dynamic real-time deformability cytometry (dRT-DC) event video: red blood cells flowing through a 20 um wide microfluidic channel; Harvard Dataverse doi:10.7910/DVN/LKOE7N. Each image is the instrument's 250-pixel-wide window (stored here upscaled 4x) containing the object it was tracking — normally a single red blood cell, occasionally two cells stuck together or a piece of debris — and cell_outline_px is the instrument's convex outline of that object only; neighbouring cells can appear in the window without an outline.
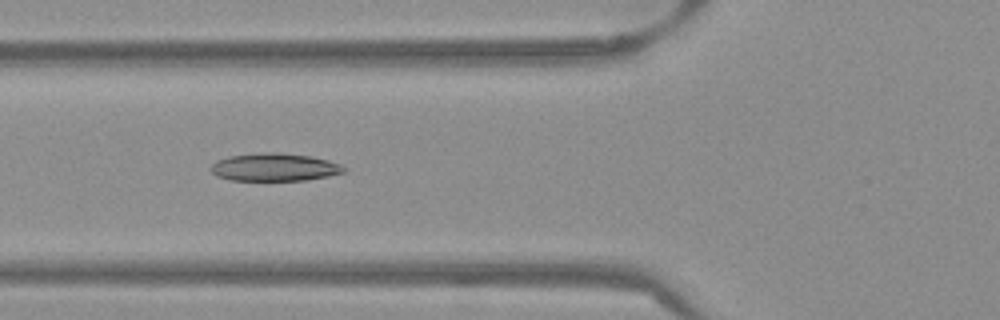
{"species": "Egyptian fruit bat (a non-hibernating species)", "species_latin": "Rousettus aegyptiacus", "temperature_condition": "warm", "stored_images_in_passage": 48, "camera_frame_rate_fps": 3000, "um_per_image_px": 0.085, "frame": {"image": 1, "passage_image": 15, "time_ms": 4.667, "image_size_px": [1000, 320], "cell_outline_px": [[348, 168], [344, 172], [328, 176], [304, 180], [228, 180], [216, 176], [212, 172], [212, 164], [216, 160], [228, 156], [260, 152], [280, 152], [312, 156], [328, 160], [340, 164]], "centroid_in_image_um": [23.33, 14.2], "position_along_channel_um": 102.5, "area_um2": 21.73}}
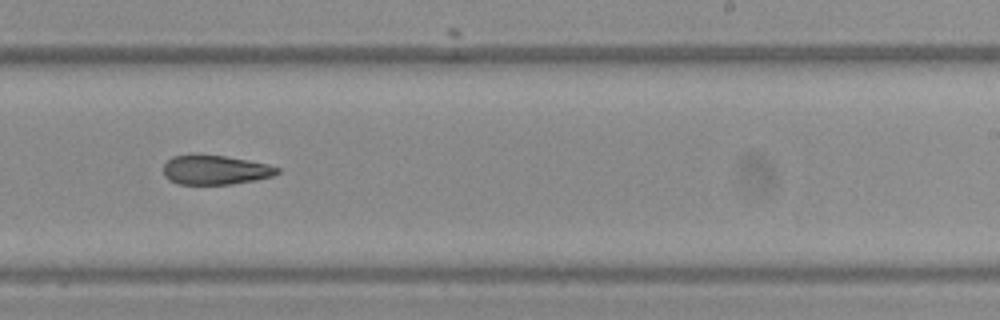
{"frame": {"image": 2, "passage_image": 28, "time_ms": 9.0, "image_size_px": [1000, 320], "cell_outline_px": [[280, 172], [272, 176], [256, 180], [232, 184], [176, 184], [168, 180], [164, 176], [164, 164], [172, 156], [192, 152], [196, 152], [224, 156], [248, 160], [268, 164], [280, 168]], "centroid_in_image_um": [18.25, 14.41], "position_along_channel_um": 270.7, "area_um2": 20.06}}
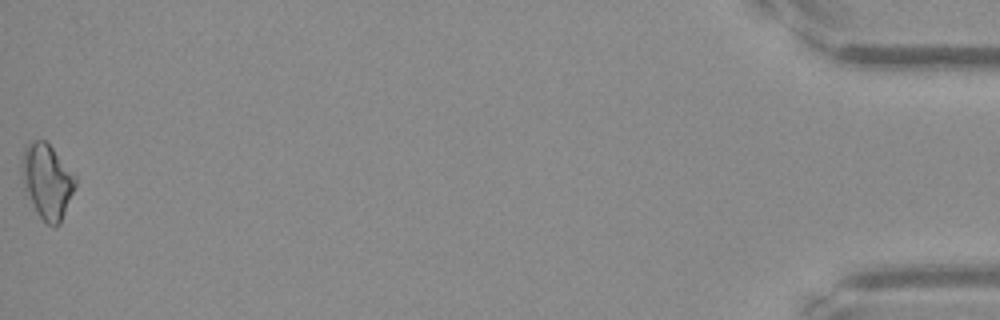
{"frame": {"image": 3, "passage_image": 48, "time_ms": 15.667, "image_size_px": [1000, 320], "cell_outline_px": [[76, 184], [60, 224], [56, 228], [52, 228], [36, 212], [24, 196], [20, 172], [20, 160], [24, 148], [32, 140], [44, 140], [52, 148], [76, 176]], "centroid_in_image_um": [3.94, 15.43], "position_along_channel_um": 431.3, "area_um2": 23.81}, "authors_computed_cell_mechanics": {"area_um2": 20.8947, "velocity_mm_per_s": 3.8746, "shape_relaxation_time_tau1_ms": null, "shape_relaxation_time_tau2_ms": 9.5702, "deformation_change_tau1": null, "deformation_change_tau2": 0.1815}}